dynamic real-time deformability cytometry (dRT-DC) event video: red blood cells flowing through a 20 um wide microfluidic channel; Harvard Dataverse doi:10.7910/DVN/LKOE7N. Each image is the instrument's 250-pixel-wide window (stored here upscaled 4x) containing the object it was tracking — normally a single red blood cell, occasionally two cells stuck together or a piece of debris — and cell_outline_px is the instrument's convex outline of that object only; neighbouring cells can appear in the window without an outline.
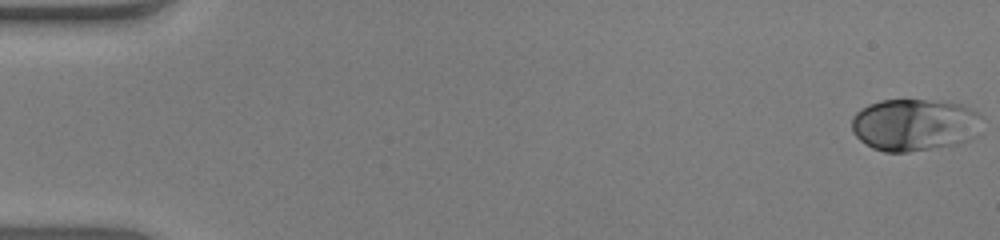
{"species": "human", "species_latin": "Homo sapiens", "temperature_condition": "warm", "stored_images_in_passage": 53, "camera_frame_rate_fps": 3000, "um_per_image_px": 0.085, "donor": {"sex": "male"}, "frame": {"image": 1, "passage_image": 1, "time_ms": 0.0, "image_size_px": [1000, 240], "cell_outline_px": [[984, 116], [976, 136], [972, 140], [956, 144], [908, 152], [884, 152], [872, 148], [864, 144], [852, 132], [852, 116], [856, 112], [868, 104], [880, 100], [940, 100], [964, 104], [980, 112]], "centroid_in_image_um": [77.78, 10.6], "position_along_channel_um": 7.2, "area_um2": 40.46}}
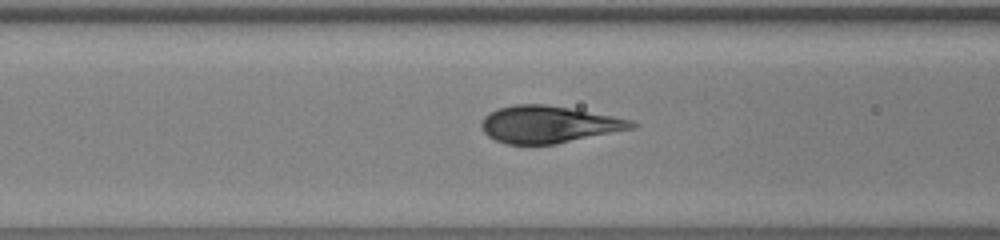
{"frame": {"image": 2, "passage_image": 22, "time_ms": 7.0, "image_size_px": [1000, 240], "cell_outline_px": [[640, 124], [636, 128], [556, 144], [504, 144], [488, 136], [484, 132], [480, 124], [484, 116], [488, 112], [500, 108], [516, 104], [544, 104], [568, 108], [612, 116], [632, 120]], "centroid_in_image_um": [46.64, 10.58], "position_along_channel_um": 120.0, "area_um2": 32.43}}
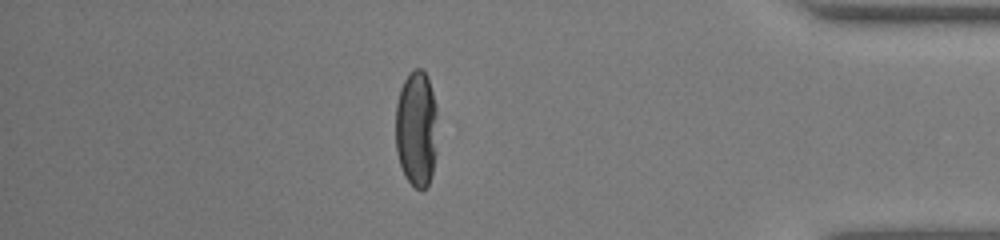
{"frame": {"image": 3, "passage_image": 46, "time_ms": 15.0, "image_size_px": [1000, 240], "cell_outline_px": [[436, 152], [432, 172], [428, 184], [420, 192], [404, 176], [396, 152], [396, 104], [400, 88], [408, 72], [416, 68], [420, 68], [428, 76], [436, 104]], "centroid_in_image_um": [35.39, 10.92], "position_along_channel_um": 399.8, "area_um2": 28.67}, "authors_computed_cell_mechanics": {"area_um2": 33.6396, "velocity_mm_per_s": 3.9229, "shape_relaxation_time_tau1_ms": 4.1483, "shape_relaxation_time_tau2_ms": null, "deformation_change_tau1": 0.234, "deformation_change_tau2": null}}